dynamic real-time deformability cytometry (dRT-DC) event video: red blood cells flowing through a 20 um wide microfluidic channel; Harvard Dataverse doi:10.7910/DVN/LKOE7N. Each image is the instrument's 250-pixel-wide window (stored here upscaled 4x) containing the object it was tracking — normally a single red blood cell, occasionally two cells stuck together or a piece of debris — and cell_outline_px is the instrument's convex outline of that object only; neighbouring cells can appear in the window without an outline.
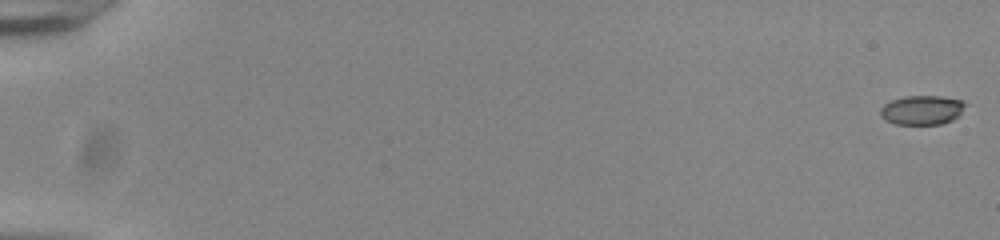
{"species": "common noctule bat (a hibernating species)", "species_latin": "Nyctalus noctula", "temperature_condition": "room temperature", "stored_images_in_passage": 54, "camera_frame_rate_fps": 3000, "um_per_image_px": 0.085, "animal": {"sex": "male", "body_mass_g": 20.0, "forearm_length_mm": 53.3}, "frame": {"image": 1, "passage_image": 1, "time_ms": 0.0, "image_size_px": [1000, 240], "cell_outline_px": [[968, 104], [960, 116], [952, 120], [940, 124], [896, 124], [880, 116], [880, 108], [884, 104], [892, 100], [904, 96], [940, 96], [964, 100]], "centroid_in_image_um": [78.43, 9.34], "position_along_channel_um": 6.6, "area_um2": 14.68}}
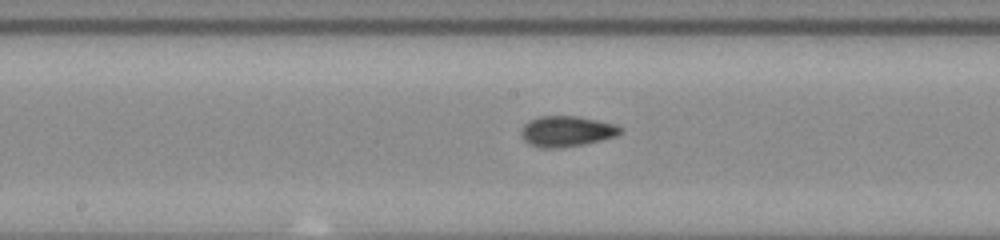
{"frame": {"image": 2, "passage_image": 31, "time_ms": 10.0, "image_size_px": [1000, 240], "cell_outline_px": [[624, 132], [616, 136], [584, 144], [560, 148], [540, 148], [528, 144], [524, 140], [520, 132], [524, 124], [540, 116], [580, 116], [616, 124], [624, 128]], "centroid_in_image_um": [48.2, 11.16], "position_along_channel_um": 200.0, "area_um2": 17.92}}
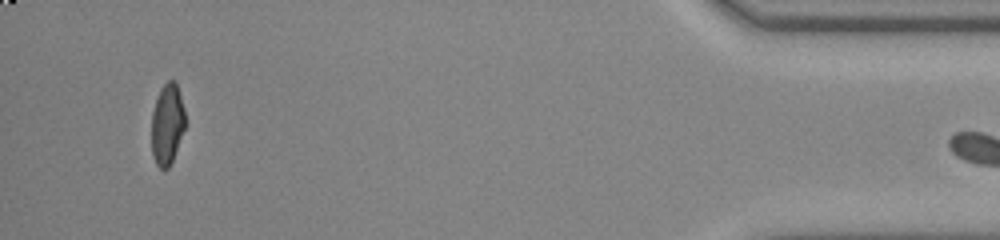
{"frame": {"image": 3, "passage_image": 53, "time_ms": 17.333, "image_size_px": [1000, 240], "cell_outline_px": [[184, 128], [172, 160], [168, 168], [160, 168], [156, 164], [152, 156], [152, 112], [160, 88], [168, 80], [176, 80], [184, 108]], "centroid_in_image_um": [14.2, 10.52], "position_along_channel_um": 421.0, "area_um2": 15.66}}